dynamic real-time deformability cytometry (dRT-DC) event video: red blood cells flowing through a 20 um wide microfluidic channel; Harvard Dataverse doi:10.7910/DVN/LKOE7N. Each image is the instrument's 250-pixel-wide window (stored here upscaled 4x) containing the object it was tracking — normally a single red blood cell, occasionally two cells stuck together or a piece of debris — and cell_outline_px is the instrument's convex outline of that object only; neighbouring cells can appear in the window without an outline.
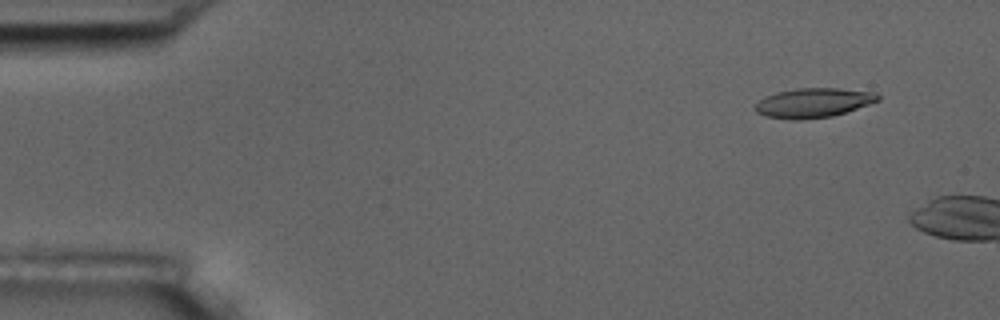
{"species": "common noctule bat (a hibernating species)", "species_latin": "Nyctalus noctula", "temperature_condition": "room temperature", "stored_images_in_passage": 12, "camera_frame_rate_fps": 3000, "um_per_image_px": 0.085, "animal": {"sex": "male", "body_mass_g": 17.5, "forearm_length_mm": 52.3}, "frame": {"image": 1, "passage_image": 1, "time_ms": 0.0, "image_size_px": [1000, 320], "cell_outline_px": [[880, 100], [832, 116], [800, 120], [792, 120], [764, 116], [756, 112], [756, 104], [764, 96], [776, 92], [796, 88], [840, 88], [876, 92], [880, 96]], "centroid_in_image_um": [69.12, 8.73], "position_along_channel_um": 15.9, "area_um2": 21.1}}